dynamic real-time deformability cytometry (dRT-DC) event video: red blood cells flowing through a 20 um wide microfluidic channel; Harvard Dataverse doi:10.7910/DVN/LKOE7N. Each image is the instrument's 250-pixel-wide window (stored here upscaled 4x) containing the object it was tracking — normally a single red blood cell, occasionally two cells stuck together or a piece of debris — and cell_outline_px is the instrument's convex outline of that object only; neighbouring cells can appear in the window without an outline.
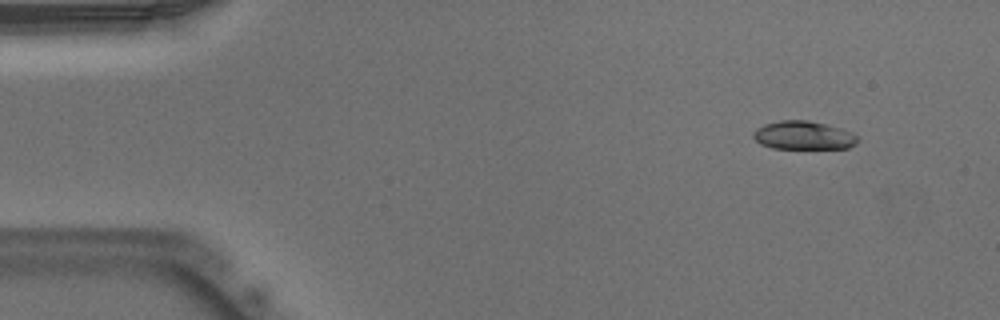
{"species": "Egyptian fruit bat (a non-hibernating species)", "species_latin": "Rousettus aegyptiacus", "temperature_condition": "warm", "stored_images_in_passage": 47, "camera_frame_rate_fps": 3000, "um_per_image_px": 0.085, "animal": {"sex": "male"}, "frame": {"image": 1, "passage_image": 1, "time_ms": 0.0, "image_size_px": [1000, 320], "cell_outline_px": [[860, 140], [856, 144], [848, 148], [772, 148], [760, 144], [752, 136], [752, 132], [756, 128], [764, 124], [780, 120], [808, 120], [840, 128], [852, 132]], "centroid_in_image_um": [68.28, 11.5], "position_along_channel_um": 16.7, "area_um2": 17.34}}
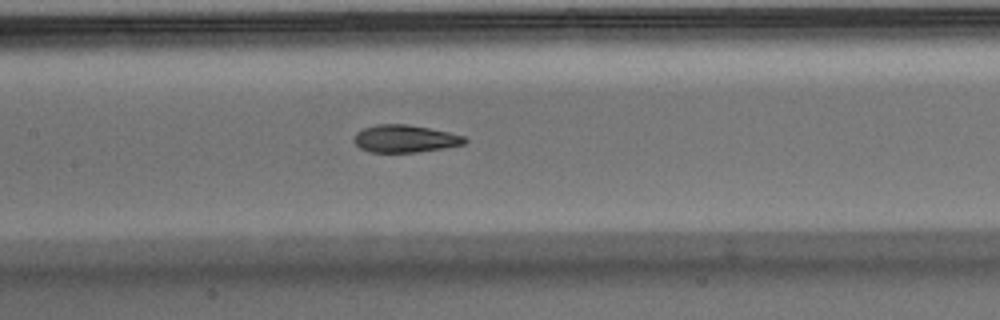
{"frame": {"image": 2, "passage_image": 20, "time_ms": 6.333, "image_size_px": [1000, 320], "cell_outline_px": [[468, 140], [464, 144], [444, 148], [416, 152], [368, 152], [360, 148], [352, 140], [356, 132], [364, 128], [376, 124], [408, 124], [448, 132], [464, 136]], "centroid_in_image_um": [34.39, 11.79], "position_along_channel_um": 173.0, "area_um2": 17.74}}
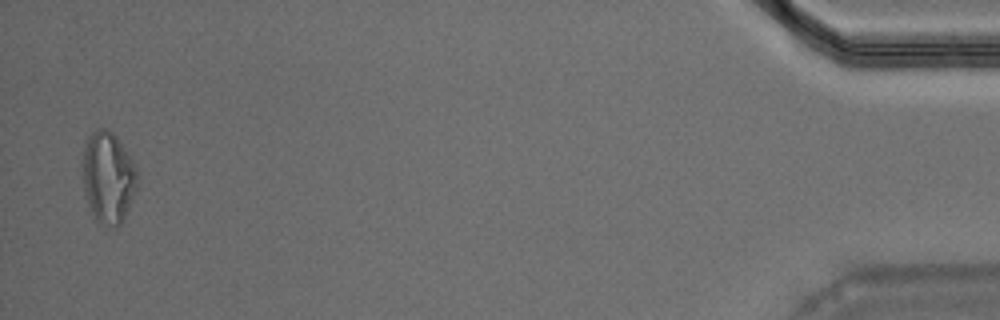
{"frame": {"image": 3, "passage_image": 46, "time_ms": 15.0, "image_size_px": [1000, 320], "cell_outline_px": [[136, 188], [124, 220], [116, 228], [112, 228], [96, 220], [88, 204], [84, 188], [84, 144], [88, 136], [96, 128], [108, 128], [116, 136], [136, 168]], "centroid_in_image_um": [9.19, 15.09], "position_along_channel_um": 426.0, "area_um2": 28.67}, "authors_computed_cell_mechanics": {"area_um2": 18.4382, "velocity_mm_per_s": 3.9458, "shape_relaxation_time_tau1_ms": 6.0335, "shape_relaxation_time_tau2_ms": 1.6156, "deformation_change_tau1": 0.1848, "deformation_change_tau2": 0.0837}}